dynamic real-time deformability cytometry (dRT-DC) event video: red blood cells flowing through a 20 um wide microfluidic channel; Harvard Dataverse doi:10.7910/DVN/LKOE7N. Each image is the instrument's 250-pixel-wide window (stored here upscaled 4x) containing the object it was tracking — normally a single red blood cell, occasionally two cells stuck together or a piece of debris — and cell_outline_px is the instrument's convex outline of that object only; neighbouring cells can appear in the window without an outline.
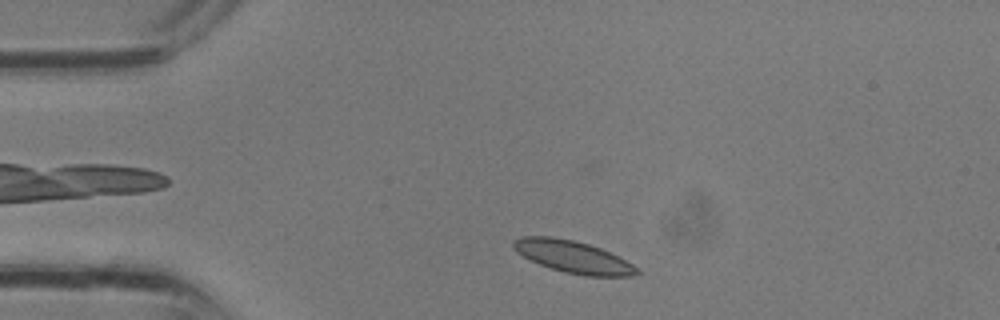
{"species": "common noctule bat (a hibernating species)", "species_latin": "Nyctalus noctula", "temperature_condition": "room temperature", "stored_images_in_passage": 4, "camera_frame_rate_fps": 3000, "um_per_image_px": 0.085, "animal": {"sex": "male", "body_mass_g": 13.3}, "frame": {"image": 1, "passage_image": 3, "time_ms": 0.667, "image_size_px": [1000, 320], "cell_outline_px": [[640, 272], [632, 276], [584, 276], [564, 272], [540, 264], [516, 252], [512, 248], [512, 240], [520, 236], [552, 236], [572, 240], [588, 244], [600, 248], [632, 264]], "centroid_in_image_um": [48.65, 21.82], "position_along_channel_um": 36.4, "area_um2": 22.89}}